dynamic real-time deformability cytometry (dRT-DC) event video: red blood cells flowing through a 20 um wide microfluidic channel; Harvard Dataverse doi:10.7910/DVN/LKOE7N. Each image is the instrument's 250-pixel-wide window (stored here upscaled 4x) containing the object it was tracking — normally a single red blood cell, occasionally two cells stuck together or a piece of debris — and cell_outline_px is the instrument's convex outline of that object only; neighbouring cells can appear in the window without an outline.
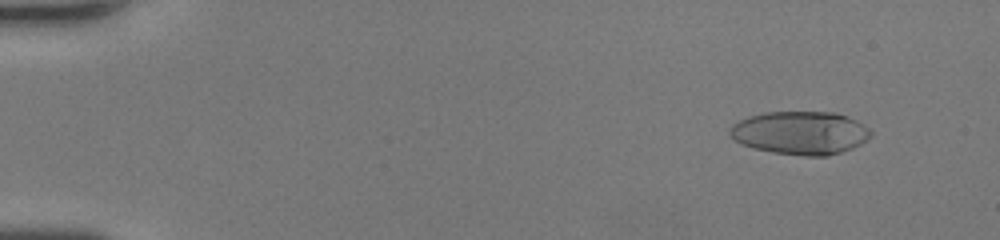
{"species": "human", "species_latin": "Homo sapiens", "temperature_condition": "room temperature", "stored_images_in_passage": 28, "camera_frame_rate_fps": 3000, "um_per_image_px": 0.085, "donor": {"sex": "female"}, "frame": {"image": 1, "passage_image": 5, "time_ms": 1.333, "image_size_px": [1000, 240], "cell_outline_px": [[872, 136], [860, 144], [852, 148], [828, 156], [804, 156], [772, 152], [752, 148], [740, 144], [728, 132], [728, 128], [732, 124], [748, 116], [764, 112], [836, 112], [856, 120], [864, 124], [872, 132]], "centroid_in_image_um": [68.02, 11.29], "position_along_channel_um": 17.0, "area_um2": 35.72}}
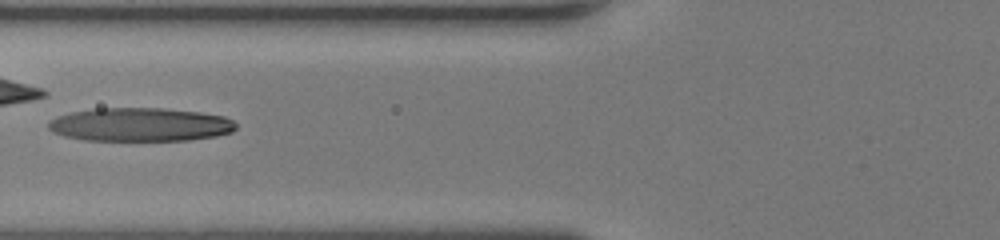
{"frame": {"image": 2, "passage_image": 21, "time_ms": 6.667, "image_size_px": [1000, 240], "cell_outline_px": [[236, 128], [232, 132], [216, 136], [188, 140], [84, 140], [64, 136], [52, 132], [48, 128], [48, 120], [56, 116], [72, 112], [96, 108], [164, 108], [200, 112], [224, 116], [232, 120], [236, 124]], "centroid_in_image_um": [11.89, 10.58], "position_along_channel_um": 113.9, "area_um2": 36.82}}